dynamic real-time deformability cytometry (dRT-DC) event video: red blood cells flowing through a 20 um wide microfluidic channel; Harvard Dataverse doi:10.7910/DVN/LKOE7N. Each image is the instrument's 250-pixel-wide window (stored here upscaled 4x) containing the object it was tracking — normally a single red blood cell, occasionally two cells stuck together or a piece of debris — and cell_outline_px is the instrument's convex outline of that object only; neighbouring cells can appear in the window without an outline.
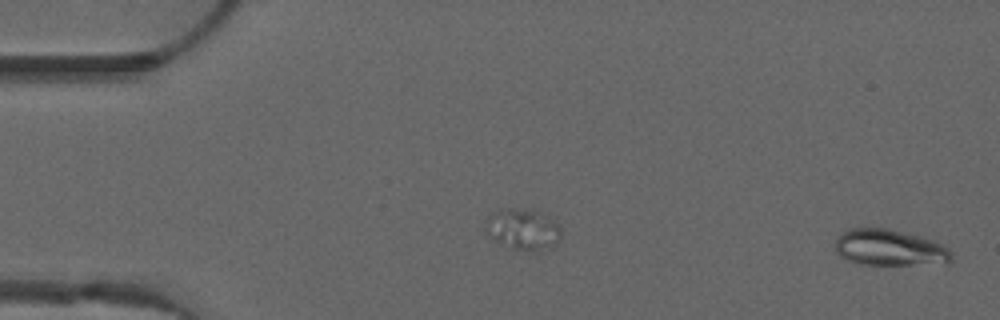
{"species": "common noctule bat (a hibernating species)", "species_latin": "Nyctalus noctula", "temperature_condition": "warm", "stored_images_in_passage": 50, "camera_frame_rate_fps": 3000, "um_per_image_px": 0.085, "animal": {"sex": "male", "forearm_length_mm": 52.5}, "frame": {"image": 1, "passage_image": 1, "time_ms": 0.0, "image_size_px": [1000, 320], "cell_outline_px": [[952, 260], [948, 264], [860, 264], [844, 260], [836, 252], [836, 240], [840, 232], [848, 228], [888, 228], [924, 236], [948, 248], [952, 252]], "centroid_in_image_um": [75.62, 21.05], "position_along_channel_um": 9.4, "area_um2": 24.97}}
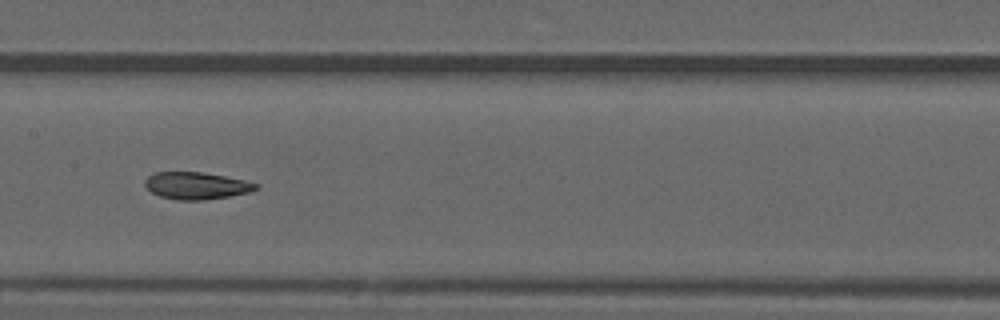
{"frame": {"image": 2, "passage_image": 25, "time_ms": 8.0, "image_size_px": [1000, 320], "cell_outline_px": [[260, 188], [248, 192], [228, 196], [204, 200], [176, 200], [160, 196], [152, 192], [144, 184], [144, 180], [148, 176], [156, 172], [204, 172], [244, 180], [260, 184]], "centroid_in_image_um": [16.7, 15.78], "position_along_channel_um": 190.7, "area_um2": 17.51}}
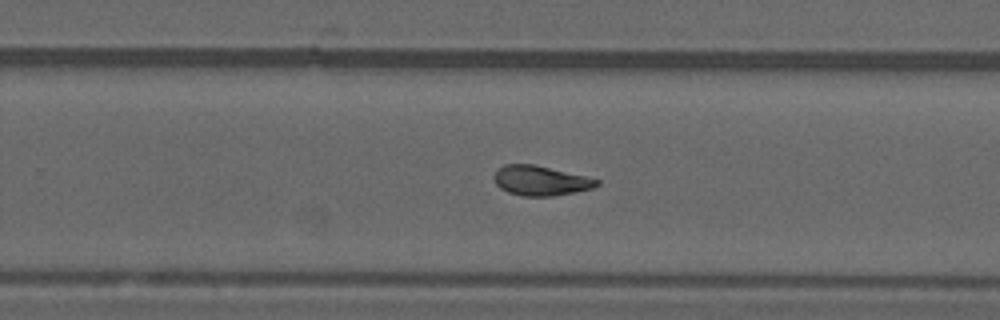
{"frame": {"image": 3, "passage_image": 32, "time_ms": 10.333, "image_size_px": [1000, 320], "cell_outline_px": [[600, 184], [592, 188], [556, 196], [524, 196], [508, 192], [500, 188], [496, 184], [492, 176], [504, 164], [532, 164], [584, 176], [600, 180]], "centroid_in_image_um": [45.93, 15.36], "position_along_channel_um": 283.9, "area_um2": 17.63}, "authors_computed_cell_mechanics": {"area_um2": 18.3515, "velocity_mm_per_s": 4.0073, "shape_relaxation_time_tau1_ms": null, "shape_relaxation_time_tau2_ms": 3.3445, "deformation_change_tau1": null, "deformation_change_tau2": 0.088}}